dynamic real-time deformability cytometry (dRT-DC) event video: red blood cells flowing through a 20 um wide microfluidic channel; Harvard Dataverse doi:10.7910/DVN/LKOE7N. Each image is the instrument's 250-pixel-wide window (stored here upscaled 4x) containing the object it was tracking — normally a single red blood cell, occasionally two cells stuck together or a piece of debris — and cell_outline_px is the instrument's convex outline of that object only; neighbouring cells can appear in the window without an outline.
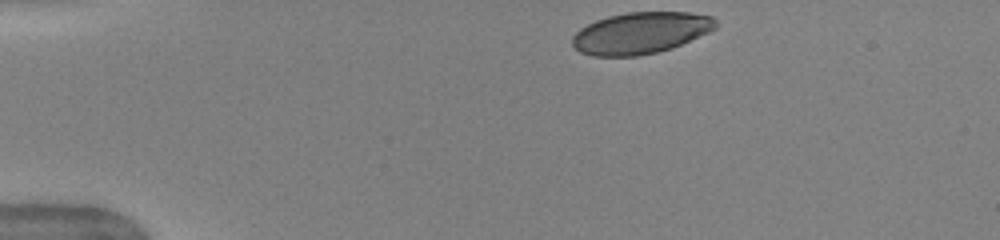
{"species": "human", "species_latin": "Homo sapiens", "temperature_condition": "warm", "stored_images_in_passage": 42, "camera_frame_rate_fps": 3000, "um_per_image_px": 0.085, "donor": {"sex": "female"}, "frame": {"image": 1, "passage_image": 1, "time_ms": 0.0, "image_size_px": [1000, 240], "cell_outline_px": [[716, 28], [708, 32], [672, 48], [656, 52], [636, 56], [592, 56], [580, 52], [572, 44], [572, 36], [580, 28], [596, 20], [608, 16], [628, 12], [688, 12], [712, 16], [716, 20]], "centroid_in_image_um": [54.43, 2.8], "position_along_channel_um": 30.6, "area_um2": 34.62}}
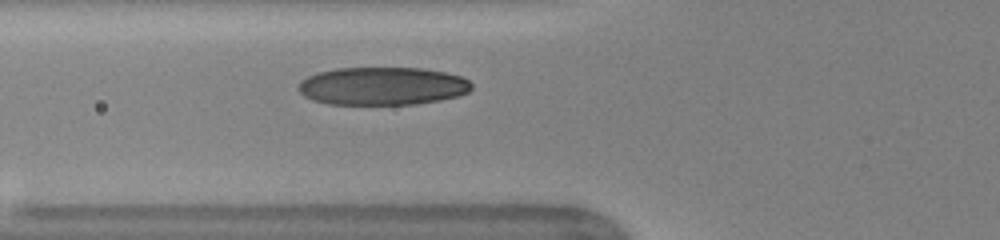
{"frame": {"image": 2, "passage_image": 11, "time_ms": 3.333, "image_size_px": [1000, 240], "cell_outline_px": [[472, 88], [468, 92], [460, 96], [440, 100], [416, 104], [328, 104], [312, 100], [304, 96], [296, 88], [300, 80], [308, 76], [320, 72], [336, 68], [420, 68], [444, 72], [460, 76], [468, 80], [472, 84]], "centroid_in_image_um": [32.49, 7.32], "position_along_channel_um": 93.3, "area_um2": 38.49}}
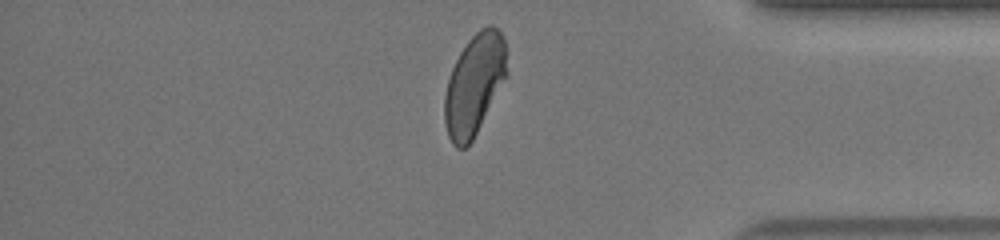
{"frame": {"image": 3, "passage_image": 35, "time_ms": 11.333, "image_size_px": [1000, 240], "cell_outline_px": [[508, 76], [472, 140], [464, 148], [456, 148], [452, 144], [448, 136], [444, 124], [444, 96], [448, 80], [452, 68], [460, 52], [468, 40], [480, 28], [488, 24], [492, 24], [500, 32], [504, 40], [508, 52]], "centroid_in_image_um": [40.34, 7.16], "position_along_channel_um": 394.9, "area_um2": 37.05}, "authors_computed_cell_mechanics": {"area_um2": 37.6856, "velocity_mm_per_s": 3.978, "shape_relaxation_time_tau1_ms": 3.9605, "shape_relaxation_time_tau2_ms": 0.8859, "deformation_change_tau1": 0.1747, "deformation_change_tau2": 0.0627}}